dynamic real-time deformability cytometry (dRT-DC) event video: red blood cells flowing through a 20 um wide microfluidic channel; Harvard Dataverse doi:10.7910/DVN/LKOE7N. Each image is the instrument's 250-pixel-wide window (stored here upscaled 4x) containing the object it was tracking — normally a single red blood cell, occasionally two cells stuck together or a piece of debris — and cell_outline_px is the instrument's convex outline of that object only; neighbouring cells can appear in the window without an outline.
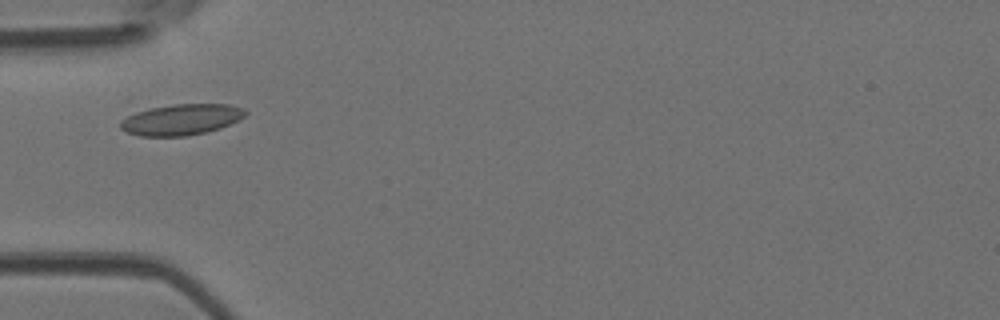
{"species": "Egyptian fruit bat (a non-hibernating species)", "species_latin": "Rousettus aegyptiacus", "temperature_condition": "room temperature", "stored_images_in_passage": 3, "camera_frame_rate_fps": 3000, "um_per_image_px": 0.085, "animal": {"sex": "female"}, "frame": {"image": 1, "passage_image": 2, "time_ms": 0.333, "image_size_px": [1000, 320], "cell_outline_px": [[248, 112], [240, 120], [220, 128], [188, 136], [140, 136], [128, 132], [120, 128], [120, 120], [136, 112], [152, 108], [172, 104], [228, 104], [244, 108]], "centroid_in_image_um": [15.44, 10.16], "position_along_channel_um": 69.6, "area_um2": 22.48}}
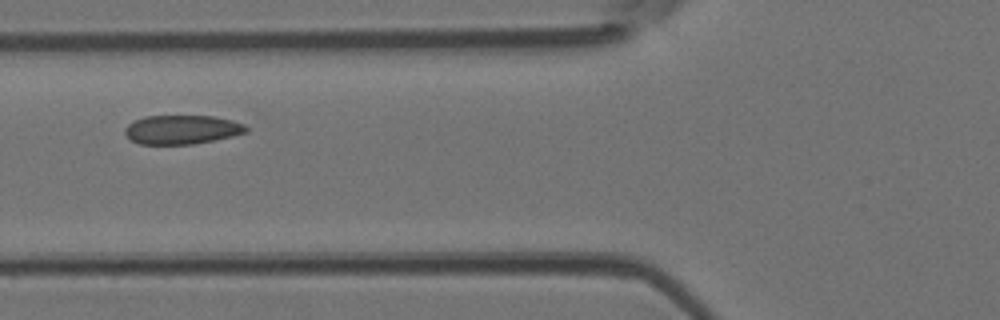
{"frame": {"image": 2, "passage_image": 3, "time_ms": 0.667, "image_size_px": [1000, 320], "cell_outline_px": [[248, 132], [232, 136], [192, 144], [140, 144], [132, 140], [124, 132], [124, 128], [132, 120], [144, 116], [216, 116], [232, 120], [244, 124], [248, 128]], "centroid_in_image_um": [15.45, 11.0], "position_along_channel_um": 110.3, "area_um2": 20.52}}